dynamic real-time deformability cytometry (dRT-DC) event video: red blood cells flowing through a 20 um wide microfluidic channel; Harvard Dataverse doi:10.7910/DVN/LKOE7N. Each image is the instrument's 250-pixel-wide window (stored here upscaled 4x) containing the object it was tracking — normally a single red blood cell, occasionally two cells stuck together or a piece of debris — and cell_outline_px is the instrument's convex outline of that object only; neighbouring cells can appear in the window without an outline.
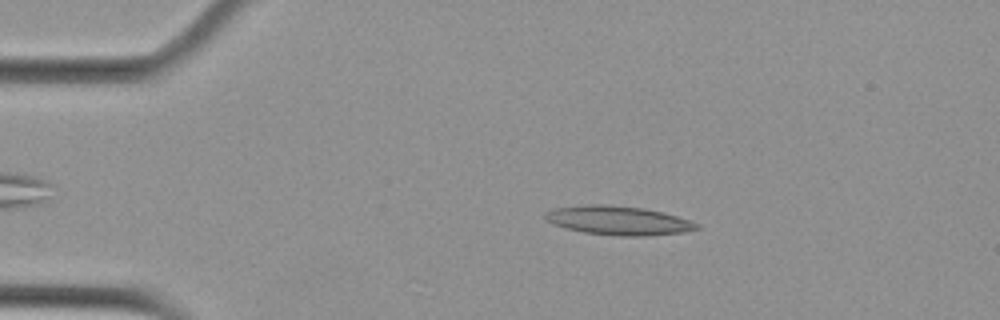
{"species": "Egyptian fruit bat (a non-hibernating species)", "species_latin": "Rousettus aegyptiacus", "temperature_condition": "cold", "stored_images_in_passage": 43, "camera_frame_rate_fps": 3000, "um_per_image_px": 0.085, "animal": {"sex": "female"}, "frame": {"image": 1, "passage_image": 9, "time_ms": 2.667, "image_size_px": [1000, 320], "cell_outline_px": [[700, 228], [684, 232], [644, 236], [620, 236], [584, 232], [568, 228], [544, 220], [544, 212], [556, 208], [592, 204], [604, 204], [644, 208], [676, 216], [700, 224]], "centroid_in_image_um": [52.56, 18.74], "position_along_channel_um": 32.4, "area_um2": 25.26}}
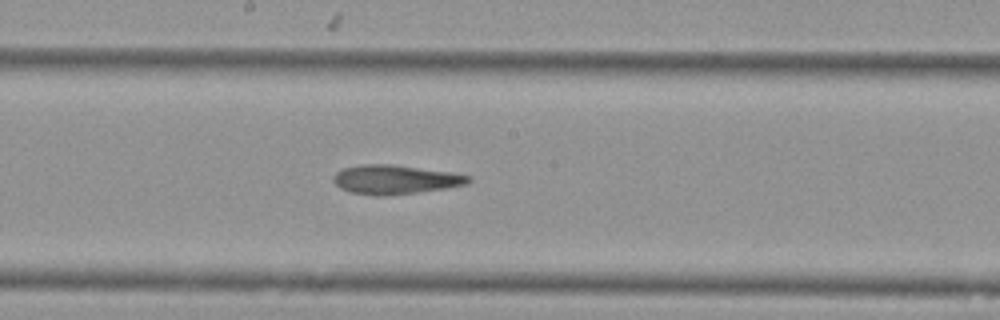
{"frame": {"image": 2, "passage_image": 28, "time_ms": 9.0, "image_size_px": [1000, 320], "cell_outline_px": [[472, 180], [468, 184], [444, 188], [416, 192], [384, 196], [376, 196], [348, 192], [340, 188], [332, 180], [332, 176], [336, 172], [344, 168], [360, 164], [392, 164], [448, 172], [472, 176]], "centroid_in_image_um": [33.55, 15.26], "position_along_channel_um": 214.7, "area_um2": 22.89}}
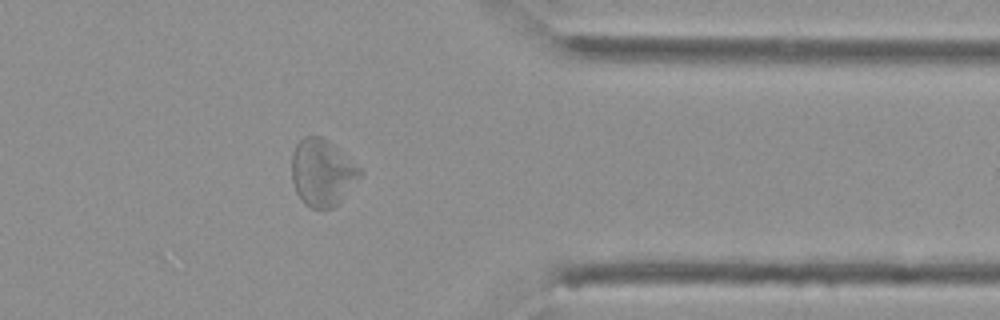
{"frame": {"image": 3, "passage_image": 43, "time_ms": 14.0, "image_size_px": [1000, 320], "cell_outline_px": [[364, 172], [340, 200], [332, 208], [312, 208], [304, 204], [296, 192], [292, 180], [292, 152], [296, 144], [304, 136], [320, 136], [328, 140], [360, 168]], "centroid_in_image_um": [27.36, 14.65], "position_along_channel_um": 384.0, "area_um2": 26.24}, "authors_computed_cell_mechanics": {"area_um2": 23.5824, "velocity_mm_per_s": 3.6424, "shape_relaxation_time_tau1_ms": null, "shape_relaxation_time_tau2_ms": 4.1635, "deformation_change_tau1": null, "deformation_change_tau2": 0.1287}}